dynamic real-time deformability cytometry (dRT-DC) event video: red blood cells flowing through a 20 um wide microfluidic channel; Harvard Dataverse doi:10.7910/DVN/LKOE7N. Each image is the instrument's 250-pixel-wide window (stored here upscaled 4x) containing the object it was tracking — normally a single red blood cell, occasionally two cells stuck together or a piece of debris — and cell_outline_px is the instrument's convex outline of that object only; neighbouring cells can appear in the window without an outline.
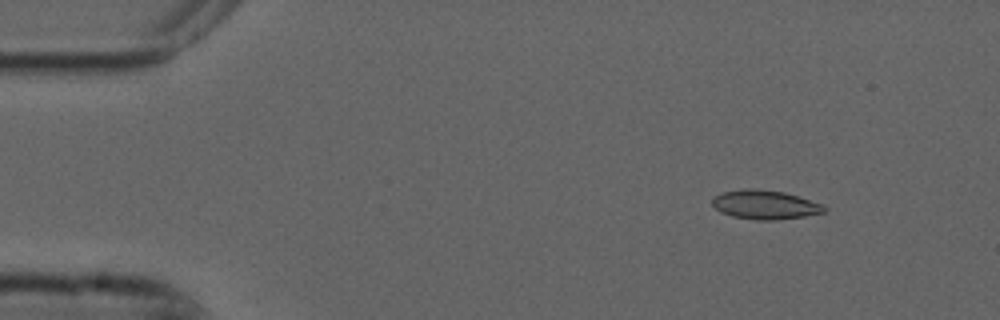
{"species": "common noctule bat (a hibernating species)", "species_latin": "Nyctalus noctula", "temperature_condition": "cold", "stored_images_in_passage": 9, "camera_frame_rate_fps": 3000, "um_per_image_px": 0.085, "animal": {"sex": "male", "forearm_length_mm": 52.5}, "frame": {"image": 1, "passage_image": 2, "time_ms": 0.333, "image_size_px": [1000, 320], "cell_outline_px": [[828, 212], [804, 216], [772, 220], [756, 220], [732, 216], [720, 212], [712, 204], [712, 196], [724, 192], [744, 188], [756, 188], [784, 192], [824, 204], [828, 208]], "centroid_in_image_um": [65.05, 17.39], "position_along_channel_um": 20.0, "area_um2": 19.13}}
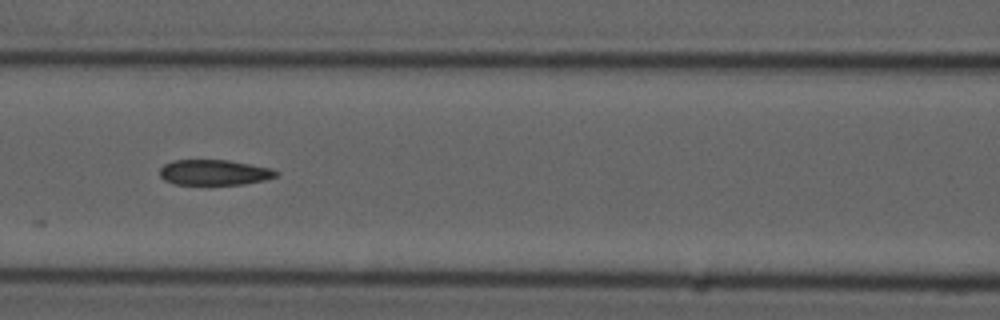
{"frame": {"image": 2, "passage_image": 7, "time_ms": 2.0, "image_size_px": [1000, 320], "cell_outline_px": [[280, 176], [264, 180], [244, 184], [176, 184], [164, 180], [160, 176], [160, 168], [164, 164], [172, 160], [228, 160], [272, 168], [280, 172]], "centroid_in_image_um": [18.25, 14.65], "position_along_channel_um": 148.4, "area_um2": 17.34}}
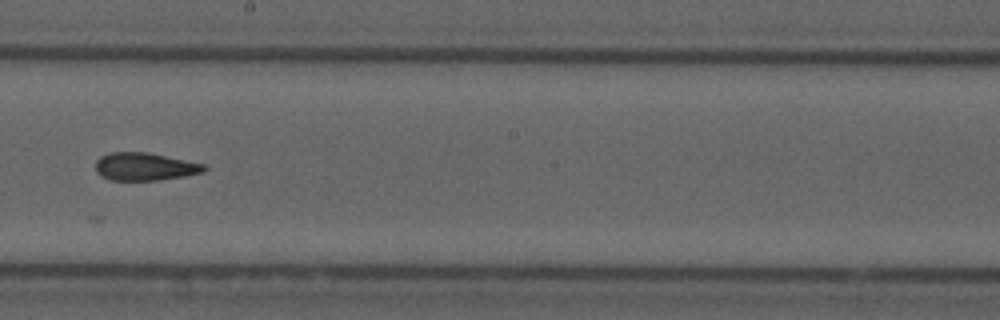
{"frame": {"image": 3, "passage_image": 9, "time_ms": 2.667, "image_size_px": [1000, 320], "cell_outline_px": [[208, 168], [204, 172], [184, 176], [160, 180], [112, 180], [100, 176], [96, 172], [96, 160], [100, 156], [112, 152], [148, 152], [204, 164]], "centroid_in_image_um": [12.3, 14.16], "position_along_channel_um": 235.9, "area_um2": 17.63}}